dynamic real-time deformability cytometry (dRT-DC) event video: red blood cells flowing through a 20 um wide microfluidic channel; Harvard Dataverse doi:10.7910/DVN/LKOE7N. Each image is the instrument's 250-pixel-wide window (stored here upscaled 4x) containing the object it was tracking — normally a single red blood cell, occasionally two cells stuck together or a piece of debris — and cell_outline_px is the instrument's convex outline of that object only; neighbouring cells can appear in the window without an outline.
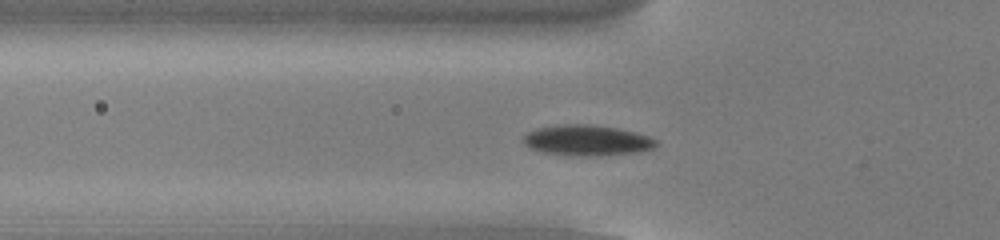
{"species": "common noctule bat (a hibernating species)", "species_latin": "Nyctalus noctula", "temperature_condition": "cold", "stored_images_in_passage": 47, "camera_frame_rate_fps": 3000, "um_per_image_px": 0.085, "animal": {"sex": "male", "body_mass_g": 13.0, "forearm_length_mm": 53.1}, "frame": {"image": 1, "passage_image": 12, "time_ms": 3.667, "image_size_px": [1000, 240], "cell_outline_px": [[660, 144], [652, 148], [640, 152], [588, 156], [572, 156], [540, 152], [528, 148], [524, 144], [524, 136], [528, 132], [540, 128], [564, 124], [588, 124], [620, 128], [636, 132], [648, 136], [656, 140]], "centroid_in_image_um": [49.91, 11.94], "position_along_channel_um": 75.9, "area_um2": 23.81}}
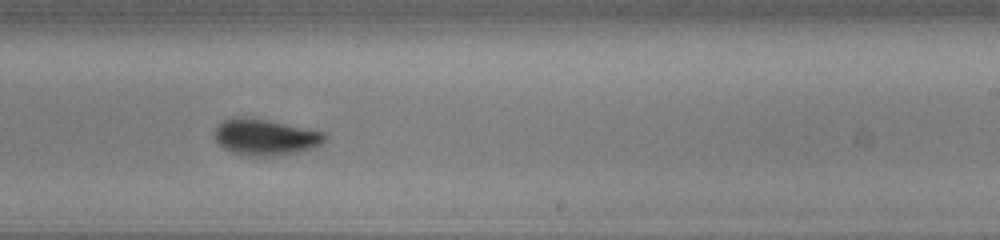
{"frame": {"image": 2, "passage_image": 27, "time_ms": 8.667, "image_size_px": [1000, 240], "cell_outline_px": [[328, 136], [316, 148], [296, 152], [272, 156], [248, 156], [232, 152], [224, 148], [212, 136], [216, 128], [224, 120], [232, 116], [240, 116], [268, 120], [324, 132]], "centroid_in_image_um": [22.53, 11.65], "position_along_channel_um": 266.5, "area_um2": 23.29}}
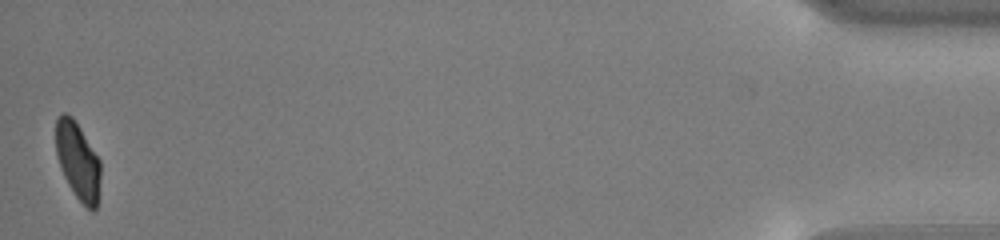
{"frame": {"image": 3, "passage_image": 47, "time_ms": 15.333, "image_size_px": [1000, 240], "cell_outline_px": [[100, 176], [96, 208], [92, 212], [76, 196], [68, 184], [60, 168], [56, 156], [56, 120], [60, 112], [68, 112], [72, 116], [80, 128], [100, 160]], "centroid_in_image_um": [6.59, 13.63], "position_along_channel_um": 428.6, "area_um2": 20.06}, "authors_computed_cell_mechanics": {"area_um2": 22.542, "velocity_mm_per_s": 3.8127, "shape_relaxation_time_tau1_ms": 3.2967, "shape_relaxation_time_tau2_ms": 2.4622, "deformation_change_tau1": 0.1336, "deformation_change_tau2": 0.0507}}